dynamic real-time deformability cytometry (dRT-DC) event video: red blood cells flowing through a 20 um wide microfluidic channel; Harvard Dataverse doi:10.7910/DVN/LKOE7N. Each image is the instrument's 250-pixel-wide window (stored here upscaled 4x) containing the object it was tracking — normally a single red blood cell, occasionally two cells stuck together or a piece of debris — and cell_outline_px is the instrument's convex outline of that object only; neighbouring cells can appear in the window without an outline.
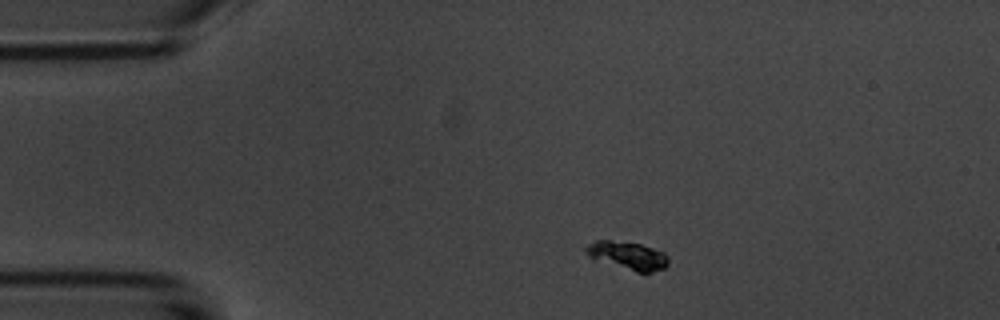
{"species": "common noctule bat (a hibernating species)", "species_latin": "Nyctalus noctula", "temperature_condition": "room temperature", "stored_images_in_passage": 9, "camera_frame_rate_fps": 3000, "um_per_image_px": 0.085, "animal": {"sex": "male", "body_mass_g": 20.1, "forearm_length_mm": 53.5}, "frame": {"image": 1, "passage_image": 1, "time_ms": 0.0, "image_size_px": [1000, 320], "cell_outline_px": [[668, 268], [652, 272], [636, 272], [592, 260], [584, 252], [584, 248], [588, 244], [596, 240], [608, 240], [640, 244], [664, 252], [668, 256]], "centroid_in_image_um": [53.32, 21.74], "position_along_channel_um": 31.7, "area_um2": 13.81}}
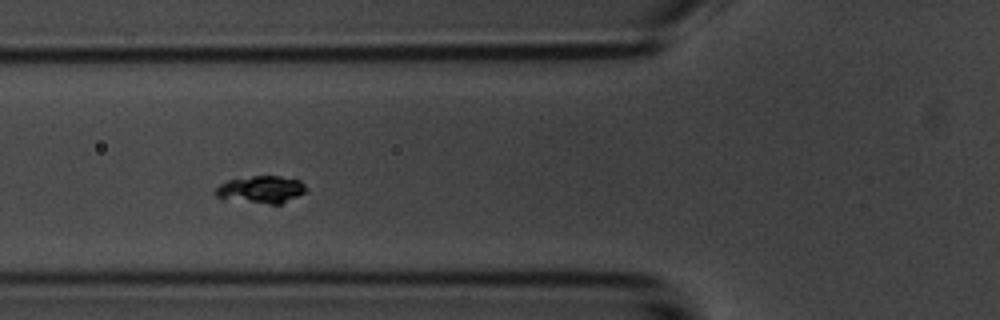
{"frame": {"image": 2, "passage_image": 4, "time_ms": 3.333, "image_size_px": [1000, 320], "cell_outline_px": [[304, 192], [280, 204], [268, 204], [220, 200], [212, 192], [220, 184], [228, 180], [252, 176], [280, 176], [300, 180], [304, 184]], "centroid_in_image_um": [22.09, 16.12], "position_along_channel_um": 103.7, "area_um2": 14.57}}
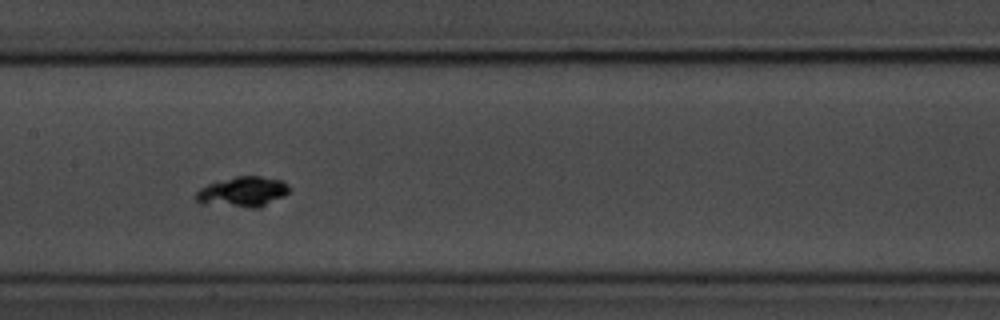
{"frame": {"image": 3, "passage_image": 6, "time_ms": 5.667, "image_size_px": [1000, 320], "cell_outline_px": [[292, 192], [260, 208], [252, 208], [200, 204], [192, 196], [200, 188], [216, 180], [236, 176], [260, 176], [280, 180], [288, 184], [292, 188]], "centroid_in_image_um": [20.62, 16.31], "position_along_channel_um": 186.8, "area_um2": 16.99}}